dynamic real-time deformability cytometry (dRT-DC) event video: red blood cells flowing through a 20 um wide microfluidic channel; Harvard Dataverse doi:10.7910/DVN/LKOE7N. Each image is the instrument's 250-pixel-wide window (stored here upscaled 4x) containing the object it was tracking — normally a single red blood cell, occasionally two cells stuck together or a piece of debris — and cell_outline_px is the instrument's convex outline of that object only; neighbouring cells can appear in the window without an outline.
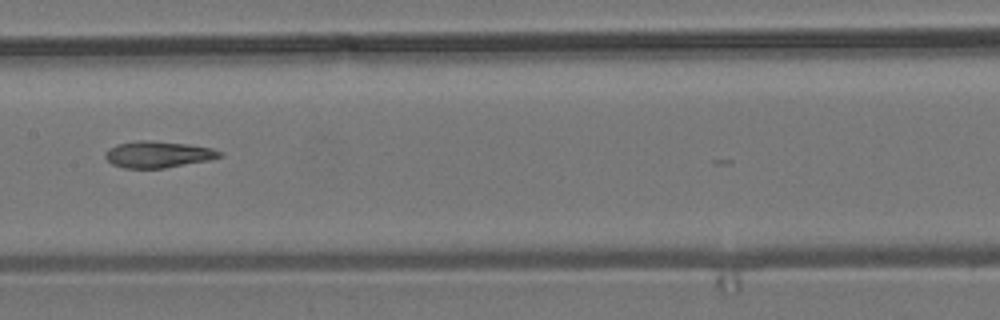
{"species": "common noctule bat (a hibernating species)", "species_latin": "Nyctalus noctula", "temperature_condition": "room temperature", "stored_images_in_passage": 20, "camera_frame_rate_fps": 3000, "um_per_image_px": 0.085, "animal": {"sex": "male", "body_mass_g": 19.2, "forearm_length_mm": 51.8}, "frame": {"image": 1, "passage_image": 15, "time_ms": 4.667, "image_size_px": [1000, 320], "cell_outline_px": [[224, 156], [208, 160], [164, 168], [124, 168], [112, 164], [104, 156], [104, 152], [108, 148], [116, 144], [136, 140], [148, 140], [188, 144], [212, 148], [224, 152]], "centroid_in_image_um": [13.42, 13.11], "position_along_channel_um": 194.0, "area_um2": 17.8}}